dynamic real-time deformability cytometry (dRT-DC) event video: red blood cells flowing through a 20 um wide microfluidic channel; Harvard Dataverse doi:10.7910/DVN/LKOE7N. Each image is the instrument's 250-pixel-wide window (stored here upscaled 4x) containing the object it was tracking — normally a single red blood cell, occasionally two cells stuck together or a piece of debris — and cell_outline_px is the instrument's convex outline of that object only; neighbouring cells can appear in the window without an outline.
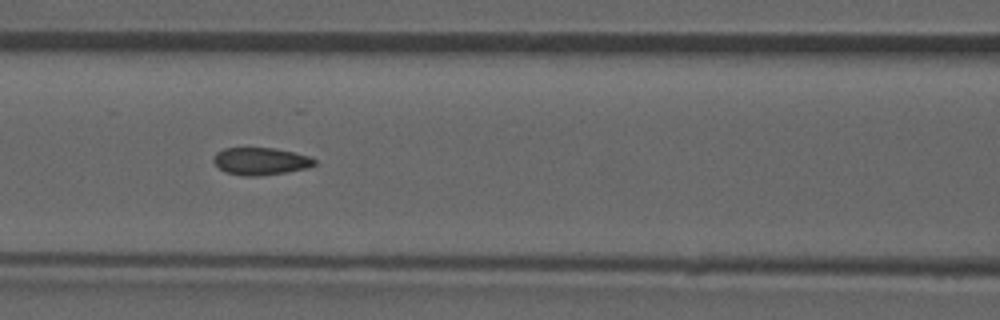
{"species": "common noctule bat (a hibernating species)", "species_latin": "Nyctalus noctula", "temperature_condition": "room temperature", "stored_images_in_passage": 35, "camera_frame_rate_fps": 3000, "um_per_image_px": 0.085, "animal": {"sex": "male", "forearm_length_mm": 52.5}, "frame": {"image": 1, "passage_image": 6, "time_ms": 1.667, "image_size_px": [1000, 320], "cell_outline_px": [[316, 164], [308, 168], [260, 176], [244, 176], [224, 172], [212, 160], [212, 156], [216, 152], [224, 148], [272, 148], [292, 152], [308, 156], [316, 160]], "centroid_in_image_um": [22.11, 13.71], "position_along_channel_um": 144.5, "area_um2": 16.07}}